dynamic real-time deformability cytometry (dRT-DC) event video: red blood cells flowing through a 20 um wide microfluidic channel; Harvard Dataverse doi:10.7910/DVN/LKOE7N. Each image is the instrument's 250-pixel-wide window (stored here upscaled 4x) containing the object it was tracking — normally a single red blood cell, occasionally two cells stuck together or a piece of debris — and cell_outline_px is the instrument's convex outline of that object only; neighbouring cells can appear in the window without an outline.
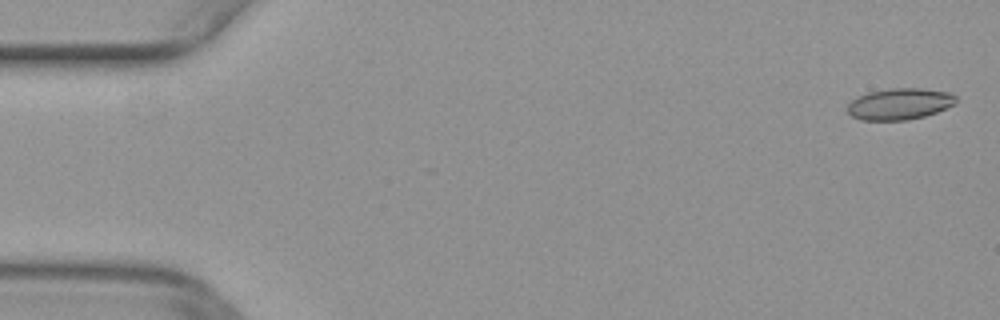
{"species": "common noctule bat (a hibernating species)", "species_latin": "Nyctalus noctula", "temperature_condition": "warm", "stored_images_in_passage": 50, "camera_frame_rate_fps": 3000, "um_per_image_px": 0.085, "animal": {"sex": "female", "body_mass_g": 29.2, "forearm_length_mm": 56.3}, "frame": {"image": 1, "passage_image": 1, "time_ms": 0.0, "image_size_px": [1000, 320], "cell_outline_px": [[956, 104], [936, 112], [924, 116], [904, 120], [860, 120], [852, 116], [848, 112], [848, 104], [852, 100], [868, 92], [892, 88], [920, 88], [948, 92], [956, 96]], "centroid_in_image_um": [76.48, 8.83], "position_along_channel_um": 8.5, "area_um2": 19.71}}
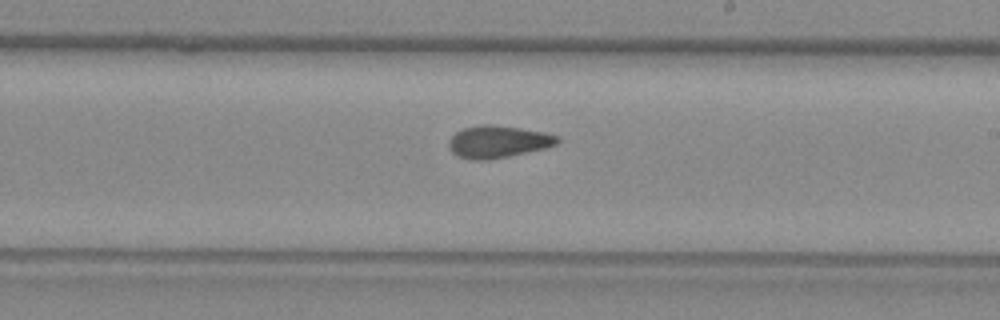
{"frame": {"image": 2, "passage_image": 29, "time_ms": 9.333, "image_size_px": [1000, 320], "cell_outline_px": [[560, 140], [556, 144], [544, 148], [508, 156], [488, 160], [472, 160], [456, 156], [452, 152], [448, 144], [448, 140], [456, 132], [464, 128], [484, 124], [492, 124], [520, 128], [544, 132], [560, 136]], "centroid_in_image_um": [42.31, 12.04], "position_along_channel_um": 246.7, "area_um2": 20.35}}
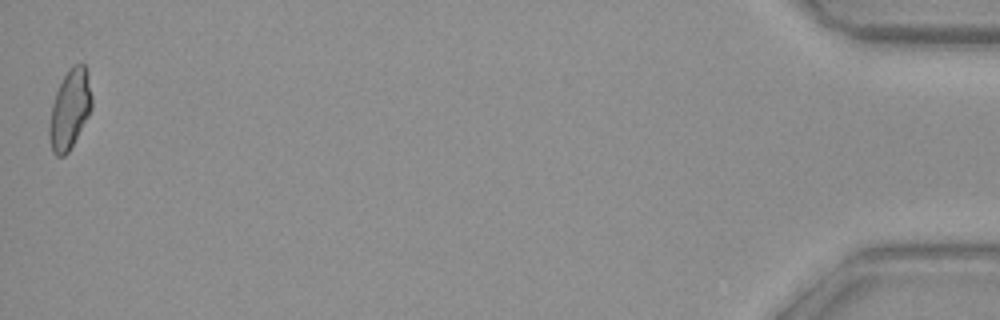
{"frame": {"image": 3, "passage_image": 50, "time_ms": 16.333, "image_size_px": [1000, 320], "cell_outline_px": [[92, 108], [88, 116], [68, 152], [64, 156], [56, 156], [52, 152], [48, 136], [48, 128], [52, 104], [56, 92], [68, 68], [72, 64], [84, 64], [88, 72], [92, 96]], "centroid_in_image_um": [5.93, 9.28], "position_along_channel_um": 429.3, "area_um2": 19.71}}